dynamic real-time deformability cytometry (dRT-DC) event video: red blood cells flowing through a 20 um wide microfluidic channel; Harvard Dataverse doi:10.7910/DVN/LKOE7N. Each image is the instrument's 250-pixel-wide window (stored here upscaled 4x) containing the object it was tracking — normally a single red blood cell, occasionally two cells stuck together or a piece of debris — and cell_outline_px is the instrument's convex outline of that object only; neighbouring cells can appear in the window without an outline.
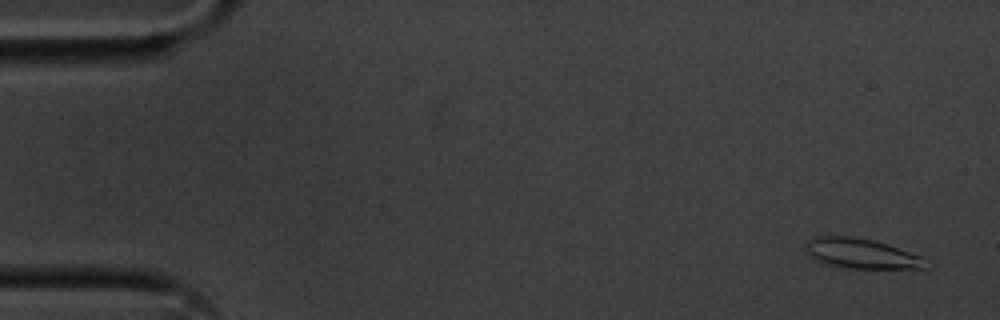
{"species": "common noctule bat (a hibernating species)", "species_latin": "Nyctalus noctula", "temperature_condition": "cold", "stored_images_in_passage": 56, "camera_frame_rate_fps": 3000, "um_per_image_px": 0.085, "animal": {"sex": "male", "body_mass_g": 20.1, "forearm_length_mm": 53.5}, "frame": {"image": 1, "passage_image": 3, "time_ms": 0.667, "image_size_px": [1000, 320], "cell_outline_px": [[928, 268], [848, 268], [820, 264], [808, 256], [804, 252], [804, 244], [812, 236], [852, 236], [872, 240], [888, 244], [920, 256], [928, 264]], "centroid_in_image_um": [73.09, 21.55], "position_along_channel_um": 11.9, "area_um2": 21.33}}
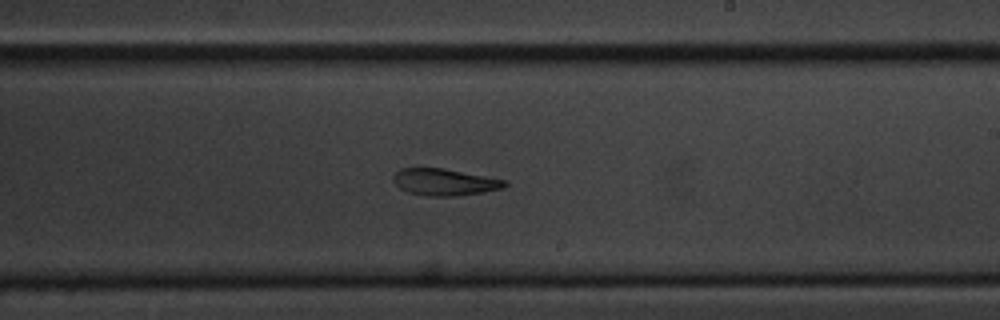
{"frame": {"image": 2, "passage_image": 33, "time_ms": 10.667, "image_size_px": [1000, 320], "cell_outline_px": [[508, 184], [504, 188], [460, 196], [424, 196], [408, 192], [400, 188], [396, 184], [392, 176], [400, 168], [444, 168], [504, 180]], "centroid_in_image_um": [37.76, 15.48], "position_along_channel_um": 251.2, "area_um2": 17.34}}
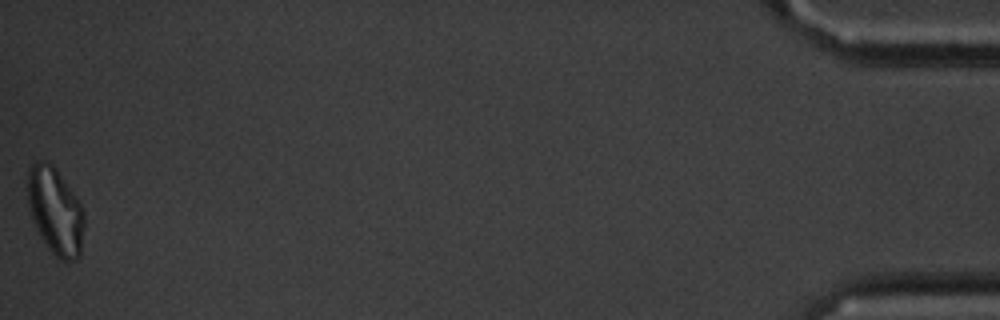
{"frame": {"image": 3, "passage_image": 56, "time_ms": 18.333, "image_size_px": [1000, 320], "cell_outline_px": [[84, 224], [80, 256], [76, 260], [60, 260], [48, 248], [40, 236], [36, 228], [28, 204], [28, 168], [36, 160], [44, 160], [52, 164], [72, 192], [80, 204], [84, 212]], "centroid_in_image_um": [4.7, 17.95], "position_along_channel_um": 430.5, "area_um2": 28.38}}